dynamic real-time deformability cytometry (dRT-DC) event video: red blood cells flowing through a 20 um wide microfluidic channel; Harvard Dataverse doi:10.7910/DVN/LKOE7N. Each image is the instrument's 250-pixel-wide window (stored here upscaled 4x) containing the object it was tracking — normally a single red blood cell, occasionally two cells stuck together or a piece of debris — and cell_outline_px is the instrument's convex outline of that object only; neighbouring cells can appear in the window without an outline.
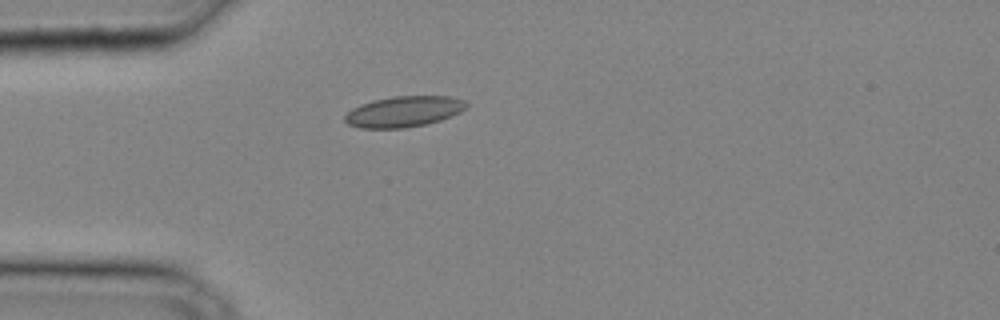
{"species": "common noctule bat (a hibernating species)", "species_latin": "Nyctalus noctula", "temperature_condition": "cold", "stored_images_in_passage": 23, "camera_frame_rate_fps": 3000, "um_per_image_px": 0.085, "animal": {"sex": "male", "body_mass_g": 20.4}, "frame": {"image": 1, "passage_image": 1, "time_ms": 0.0, "image_size_px": [1000, 320], "cell_outline_px": [[468, 104], [460, 112], [440, 120], [428, 124], [404, 128], [360, 128], [348, 124], [344, 120], [344, 116], [352, 108], [360, 104], [372, 100], [392, 96], [448, 96], [464, 100]], "centroid_in_image_um": [34.29, 9.48], "position_along_channel_um": 50.7, "area_um2": 21.85}}
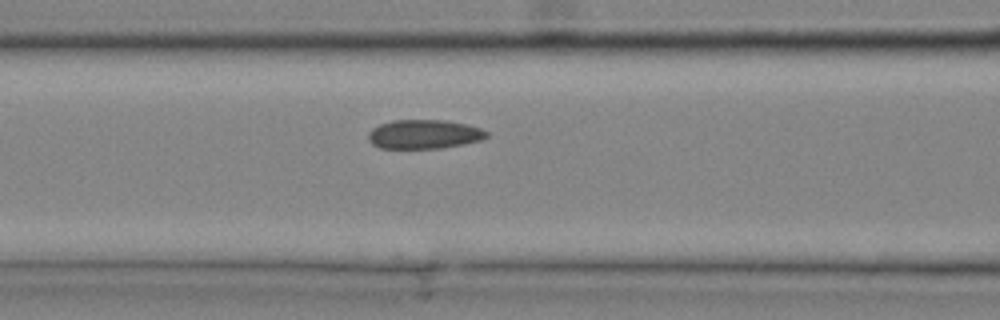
{"frame": {"image": 2, "passage_image": 6, "time_ms": 1.667, "image_size_px": [1000, 320], "cell_outline_px": [[488, 136], [480, 140], [464, 144], [440, 148], [380, 148], [372, 144], [368, 140], [368, 132], [372, 128], [380, 124], [392, 120], [444, 120], [464, 124], [480, 128], [488, 132]], "centroid_in_image_um": [36.01, 11.41], "position_along_channel_um": 130.6, "area_um2": 20.0}}
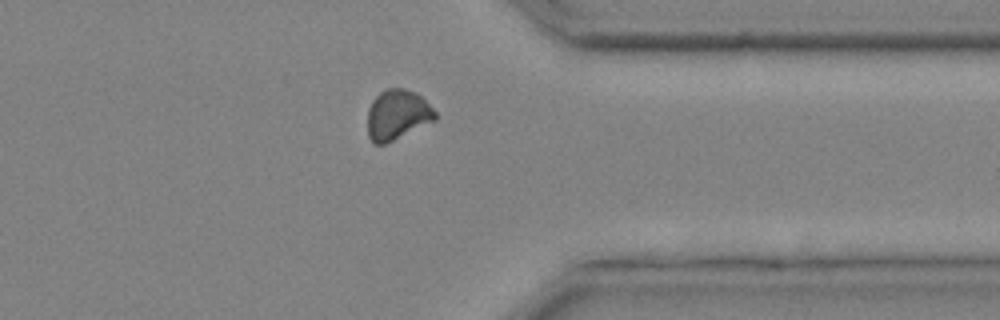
{"frame": {"image": 3, "passage_image": 20, "time_ms": 6.333, "image_size_px": [1000, 320], "cell_outline_px": [[436, 120], [384, 144], [372, 144], [368, 136], [368, 108], [372, 100], [380, 92], [388, 88], [404, 88], [416, 92], [436, 112]], "centroid_in_image_um": [33.75, 9.75], "position_along_channel_um": 377.6, "area_um2": 19.65}}